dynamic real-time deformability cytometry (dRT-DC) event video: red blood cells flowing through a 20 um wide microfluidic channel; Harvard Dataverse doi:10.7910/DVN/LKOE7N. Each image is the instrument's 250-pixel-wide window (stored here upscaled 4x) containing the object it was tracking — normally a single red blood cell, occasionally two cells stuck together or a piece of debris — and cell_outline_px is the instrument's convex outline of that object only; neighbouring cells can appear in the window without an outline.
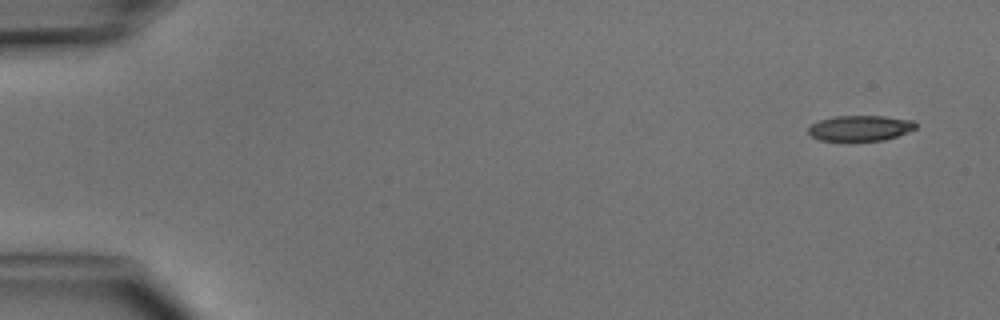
{"species": "common noctule bat (a hibernating species)", "species_latin": "Nyctalus noctula", "temperature_condition": "cold", "stored_images_in_passage": 5, "segment_of_instrument_passage": [1, 2], "camera_frame_rate_fps": 3000, "um_per_image_px": 0.085, "animal": {"sex": "male", "body_mass_g": 15.6}, "frame": {"image": 1, "passage_image": 1, "time_ms": 0.0, "image_size_px": [1000, 320], "cell_outline_px": [[916, 128], [896, 136], [884, 140], [820, 140], [812, 136], [808, 132], [808, 128], [812, 124], [820, 120], [836, 116], [884, 116], [912, 120], [916, 124]], "centroid_in_image_um": [73.11, 10.88], "position_along_channel_um": 11.9, "area_um2": 15.66}}